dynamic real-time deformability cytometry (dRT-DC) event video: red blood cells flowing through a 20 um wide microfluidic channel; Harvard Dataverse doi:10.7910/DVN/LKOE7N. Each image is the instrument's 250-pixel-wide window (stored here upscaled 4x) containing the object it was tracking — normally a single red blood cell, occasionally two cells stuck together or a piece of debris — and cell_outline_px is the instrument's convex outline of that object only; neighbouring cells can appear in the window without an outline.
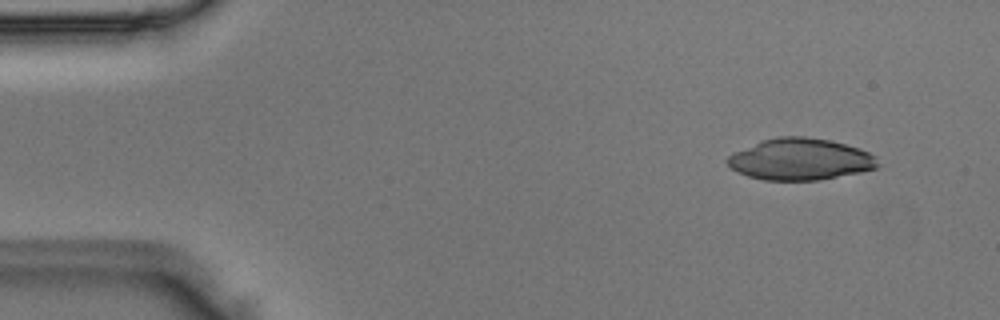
{"species": "Egyptian fruit bat (a non-hibernating species)", "species_latin": "Rousettus aegyptiacus", "temperature_condition": "room temperature", "stored_images_in_passage": 5, "camera_frame_rate_fps": 3000, "um_per_image_px": 0.085, "animal": {"sex": "male"}, "frame": {"image": 1, "passage_image": 1, "time_ms": 0.0, "image_size_px": [1000, 320], "cell_outline_px": [[876, 168], [860, 172], [820, 180], [764, 180], [748, 176], [732, 168], [728, 164], [728, 156], [736, 152], [764, 140], [776, 136], [804, 136], [828, 140], [860, 148], [876, 156]], "centroid_in_image_um": [68.05, 13.54], "position_along_channel_um": 17.0, "area_um2": 35.89}}